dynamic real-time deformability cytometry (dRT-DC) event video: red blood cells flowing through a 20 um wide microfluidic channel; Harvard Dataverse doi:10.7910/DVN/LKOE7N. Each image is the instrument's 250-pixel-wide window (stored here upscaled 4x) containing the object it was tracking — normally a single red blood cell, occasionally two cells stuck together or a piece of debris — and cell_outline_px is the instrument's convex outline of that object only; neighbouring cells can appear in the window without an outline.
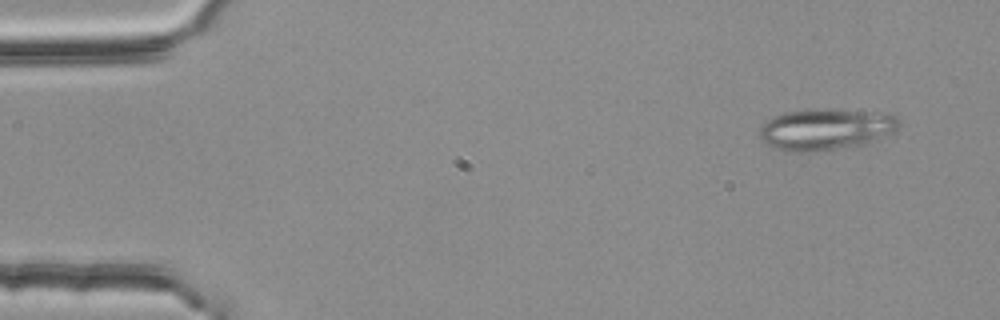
{"species": "common noctule bat (a hibernating species)", "species_latin": "Nyctalus noctula", "temperature_condition": "room temperature", "stored_images_in_passage": 4, "camera_frame_rate_fps": 3000, "um_per_image_px": 0.085, "animal": {"sex": "female", "body_mass_g": 25.1}, "frame": {"image": 1, "passage_image": 1, "time_ms": 0.0, "image_size_px": [1000, 320], "cell_outline_px": [[900, 124], [892, 132], [872, 140], [860, 144], [840, 148], [812, 152], [788, 152], [768, 144], [760, 140], [760, 128], [768, 120], [784, 112], [824, 108], [832, 108], [892, 112], [900, 120]], "centroid_in_image_um": [70.22, 10.95], "position_along_channel_um": 14.8, "area_um2": 33.76}}